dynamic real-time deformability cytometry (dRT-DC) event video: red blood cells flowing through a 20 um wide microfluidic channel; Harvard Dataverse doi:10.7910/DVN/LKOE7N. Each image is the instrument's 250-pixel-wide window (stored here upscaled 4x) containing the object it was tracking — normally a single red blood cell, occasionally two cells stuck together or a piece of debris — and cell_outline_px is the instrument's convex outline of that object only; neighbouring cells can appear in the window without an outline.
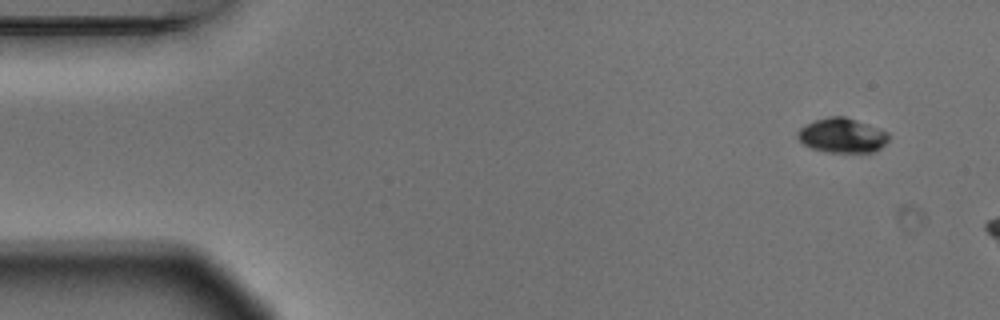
{"species": "Egyptian fruit bat (a non-hibernating species)", "species_latin": "Rousettus aegyptiacus", "temperature_condition": "warm", "stored_images_in_passage": 5, "camera_frame_rate_fps": 3000, "um_per_image_px": 0.085, "animal": {"sex": "male"}, "frame": {"image": 1, "passage_image": 1, "time_ms": 0.0, "image_size_px": [1000, 320], "cell_outline_px": [[888, 140], [880, 148], [872, 152], [828, 152], [812, 148], [804, 144], [796, 136], [796, 132], [800, 128], [816, 120], [828, 116], [844, 116], [880, 128], [888, 132]], "centroid_in_image_um": [71.58, 11.51], "position_along_channel_um": 13.4, "area_um2": 18.21}}
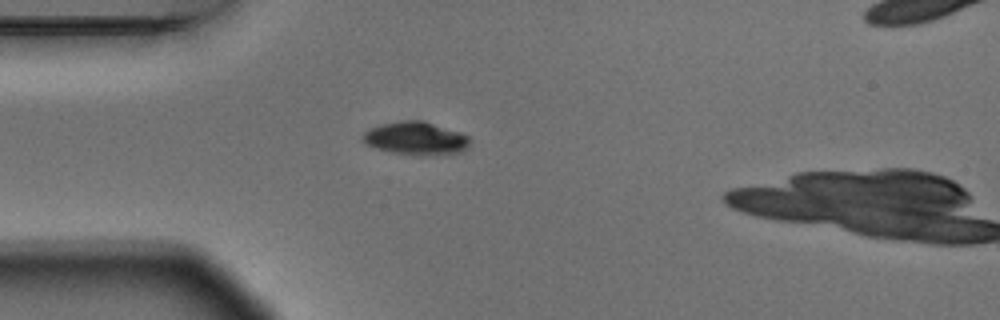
{"frame": {"image": 2, "passage_image": 4, "time_ms": 1.0, "image_size_px": [1000, 320], "cell_outline_px": [[472, 140], [468, 148], [464, 152], [432, 156], [412, 156], [392, 152], [376, 148], [364, 144], [360, 140], [360, 136], [368, 128], [380, 124], [400, 120], [424, 120], [460, 132], [468, 136]], "centroid_in_image_um": [35.34, 11.77], "position_along_channel_um": 49.7, "area_um2": 21.5}}